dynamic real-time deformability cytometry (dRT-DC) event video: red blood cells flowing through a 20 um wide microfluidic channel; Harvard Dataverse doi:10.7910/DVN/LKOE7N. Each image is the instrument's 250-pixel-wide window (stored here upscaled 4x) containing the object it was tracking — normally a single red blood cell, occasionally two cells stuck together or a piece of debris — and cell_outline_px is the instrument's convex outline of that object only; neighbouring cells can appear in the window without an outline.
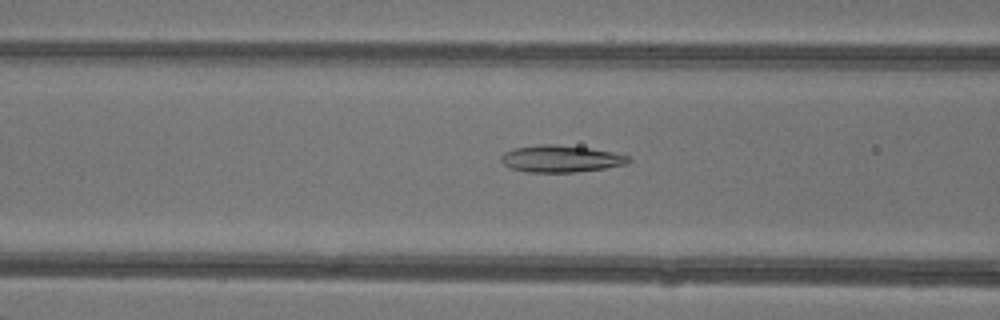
{"species": "common noctule bat (a hibernating species)", "species_latin": "Nyctalus noctula", "temperature_condition": "warm", "stored_images_in_passage": 44, "camera_frame_rate_fps": 3000, "um_per_image_px": 0.085, "animal": {"sex": "female"}, "frame": {"image": 1, "passage_image": 16, "time_ms": 5.0, "image_size_px": [1000, 320], "cell_outline_px": [[632, 160], [628, 164], [604, 168], [576, 172], [528, 172], [512, 168], [504, 164], [500, 160], [500, 156], [504, 152], [512, 148], [536, 144], [556, 144], [588, 148], [612, 152], [628, 156]], "centroid_in_image_um": [47.65, 13.48], "position_along_channel_um": 119.0, "area_um2": 20.06}}
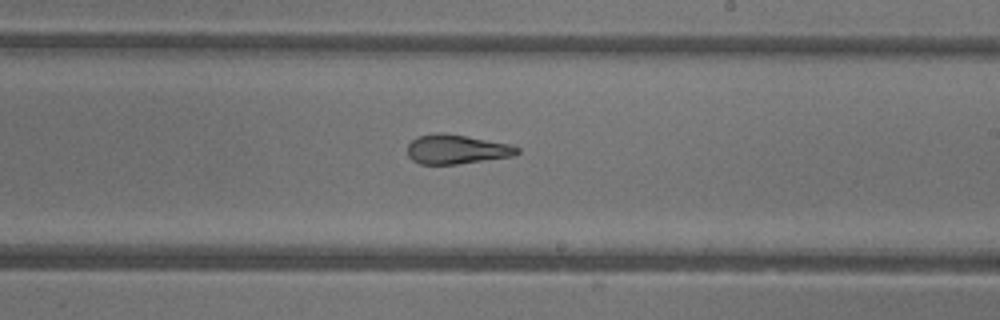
{"frame": {"image": 2, "passage_image": 25, "time_ms": 8.0, "image_size_px": [1000, 320], "cell_outline_px": [[520, 152], [516, 156], [456, 164], [420, 164], [412, 160], [408, 156], [408, 144], [416, 136], [432, 132], [444, 132], [508, 144], [520, 148]], "centroid_in_image_um": [38.78, 12.68], "position_along_channel_um": 250.2, "area_um2": 18.9}}
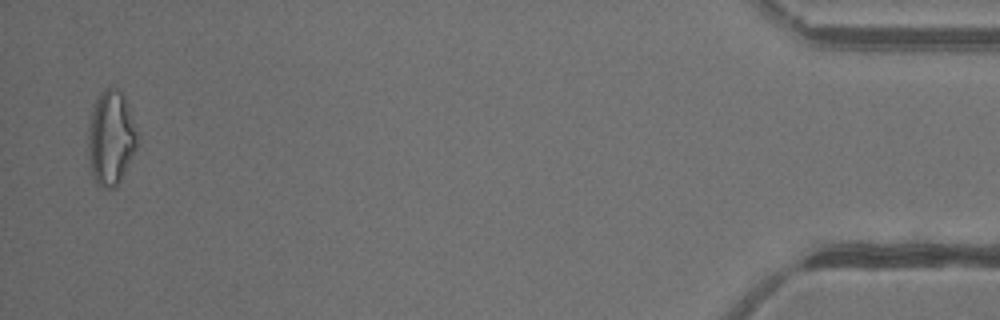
{"frame": {"image": 3, "passage_image": 43, "time_ms": 14.0, "image_size_px": [1000, 320], "cell_outline_px": [[136, 148], [116, 188], [104, 188], [96, 184], [92, 176], [88, 148], [88, 128], [92, 112], [96, 100], [100, 92], [104, 88], [116, 88], [124, 92], [128, 104], [136, 132]], "centroid_in_image_um": [9.41, 11.71], "position_along_channel_um": 425.8, "area_um2": 26.82}, "authors_computed_cell_mechanics": {"area_um2": 21.097, "velocity_mm_per_s": 4.3667, "shape_relaxation_time_tau1_ms": 6.627, "shape_relaxation_time_tau2_ms": 1.2712, "deformation_change_tau1": 0.2304, "deformation_change_tau2": 0.087}}